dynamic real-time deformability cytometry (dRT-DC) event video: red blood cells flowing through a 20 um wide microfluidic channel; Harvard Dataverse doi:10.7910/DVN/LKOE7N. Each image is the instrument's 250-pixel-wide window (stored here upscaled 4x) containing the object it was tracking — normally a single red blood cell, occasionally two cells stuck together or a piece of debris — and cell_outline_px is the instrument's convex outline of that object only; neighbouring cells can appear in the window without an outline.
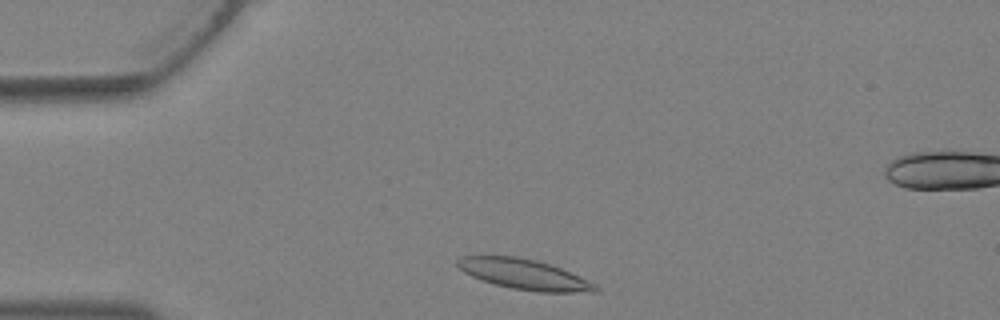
{"species": "Egyptian fruit bat (a non-hibernating species)", "species_latin": "Rousettus aegyptiacus", "temperature_condition": "warm", "stored_images_in_passage": 5, "camera_frame_rate_fps": 3000, "um_per_image_px": 0.085, "animal": {"sex": "female"}, "frame": {"image": 1, "passage_image": 2, "time_ms": 0.333, "image_size_px": [1000, 320], "cell_outline_px": [[600, 292], [536, 292], [512, 288], [496, 284], [472, 276], [464, 272], [456, 264], [456, 260], [460, 256], [516, 256], [536, 260], [552, 264], [588, 280], [596, 284], [600, 288]], "centroid_in_image_um": [44.6, 23.31], "position_along_channel_um": 40.4, "area_um2": 24.33}}